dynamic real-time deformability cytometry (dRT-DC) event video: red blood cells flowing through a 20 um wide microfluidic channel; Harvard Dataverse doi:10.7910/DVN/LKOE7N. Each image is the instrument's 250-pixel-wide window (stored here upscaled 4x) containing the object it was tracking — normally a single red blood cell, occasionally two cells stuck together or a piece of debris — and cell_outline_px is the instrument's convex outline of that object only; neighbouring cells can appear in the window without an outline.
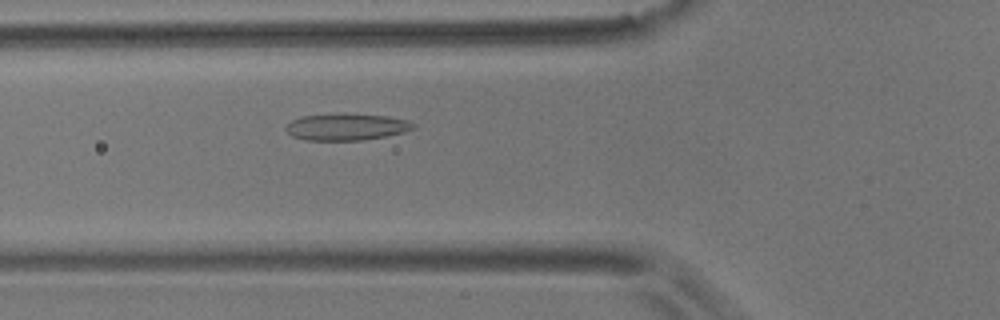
{"species": "common noctule bat (a hibernating species)", "species_latin": "Nyctalus noctula", "temperature_condition": "room temperature", "stored_images_in_passage": 46, "camera_frame_rate_fps": 3000, "um_per_image_px": 0.085, "animal": {"sex": "male", "body_mass_g": 17.9}, "frame": {"image": 1, "passage_image": 10, "time_ms": 3.0, "image_size_px": [1000, 320], "cell_outline_px": [[416, 128], [404, 132], [364, 140], [304, 140], [292, 136], [284, 128], [292, 120], [300, 116], [388, 116], [408, 120], [416, 124]], "centroid_in_image_um": [29.47, 10.83], "position_along_channel_um": 96.3, "area_um2": 19.02}}
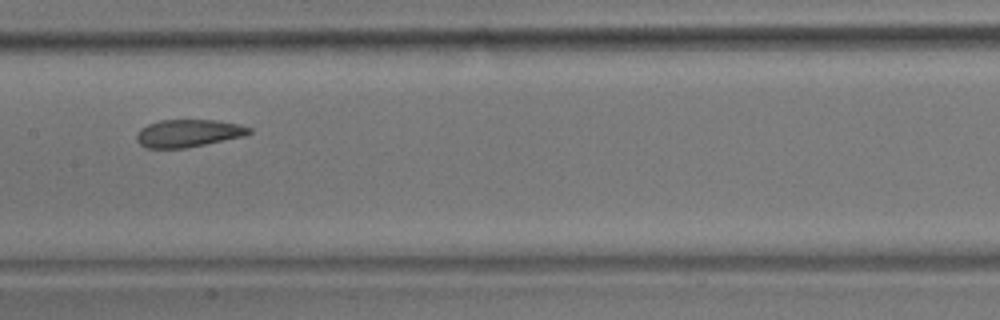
{"frame": {"image": 2, "passage_image": 18, "time_ms": 5.667, "image_size_px": [1000, 320], "cell_outline_px": [[252, 132], [244, 136], [184, 148], [144, 148], [136, 140], [136, 132], [140, 128], [148, 124], [160, 120], [216, 120], [240, 124], [252, 128]], "centroid_in_image_um": [15.98, 11.32], "position_along_channel_um": 191.4, "area_um2": 18.15}}
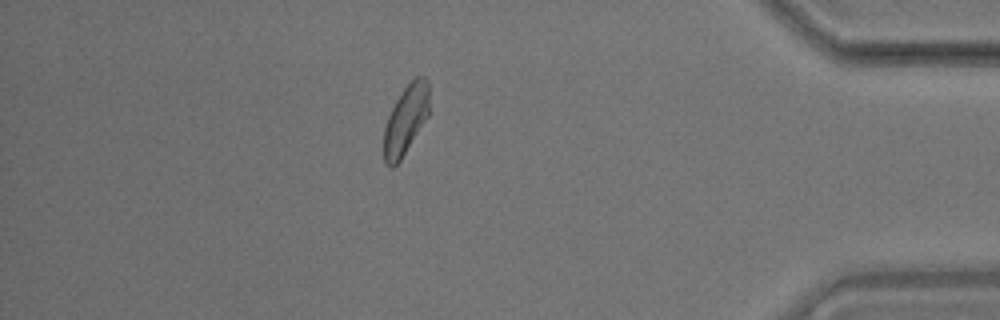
{"frame": {"image": 3, "passage_image": 39, "time_ms": 12.667, "image_size_px": [1000, 320], "cell_outline_px": [[428, 116], [400, 160], [392, 168], [388, 168], [384, 164], [384, 128], [388, 116], [396, 100], [404, 88], [416, 76], [424, 76], [428, 80]], "centroid_in_image_um": [34.47, 10.2], "position_along_channel_um": 400.7, "area_um2": 18.09}, "authors_computed_cell_mechanics": {"area_um2": 18.9584, "velocity_mm_per_s": 3.5443, "shape_relaxation_time_tau1_ms": 5.4499, "shape_relaxation_time_tau2_ms": 1.805, "deformation_change_tau1": 0.1335, "deformation_change_tau2": 0.0899}}